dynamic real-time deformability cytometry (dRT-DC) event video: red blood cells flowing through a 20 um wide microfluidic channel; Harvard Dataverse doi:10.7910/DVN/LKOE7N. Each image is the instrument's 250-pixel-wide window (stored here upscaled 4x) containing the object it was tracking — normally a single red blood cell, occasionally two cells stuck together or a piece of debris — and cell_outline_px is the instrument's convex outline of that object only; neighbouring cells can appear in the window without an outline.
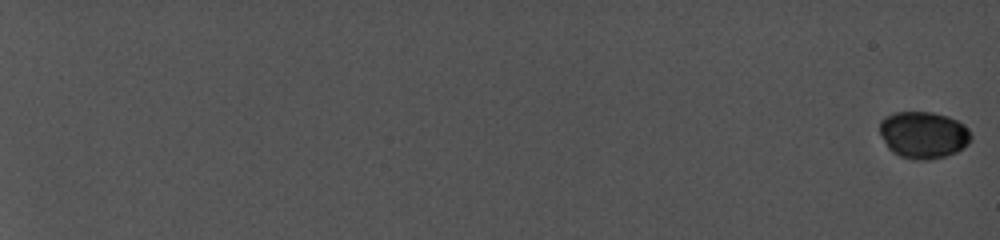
{"species": "common noctule bat (a hibernating species)", "species_latin": "Nyctalus noctula", "temperature_condition": "cold", "stored_images_in_passage": 24, "camera_frame_rate_fps": 5000, "um_per_image_px": 0.085, "animal": {"sex": "female", "body_mass_g": 19.0, "forearm_length_mm": 56.7}, "frame": {"image": 1, "passage_image": 1, "time_ms": 0.0, "image_size_px": [1000, 240], "cell_outline_px": [[972, 136], [968, 144], [956, 152], [944, 156], [928, 160], [916, 160], [900, 156], [892, 152], [888, 148], [880, 132], [880, 120], [896, 112], [932, 112], [948, 116], [956, 120], [968, 128]], "centroid_in_image_um": [78.5, 11.47], "position_along_channel_um": 6.5, "area_um2": 24.85}}
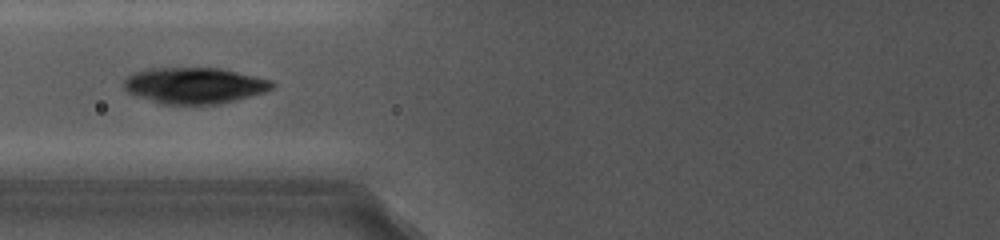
{"frame": {"image": 2, "passage_image": 16, "time_ms": 10.8, "image_size_px": [1000, 240], "cell_outline_px": [[276, 84], [272, 88], [264, 92], [236, 100], [216, 104], [160, 104], [136, 96], [128, 92], [124, 88], [124, 80], [128, 76], [144, 68], [220, 68], [272, 80]], "centroid_in_image_um": [16.51, 7.27], "position_along_channel_um": 109.3, "area_um2": 31.21}}
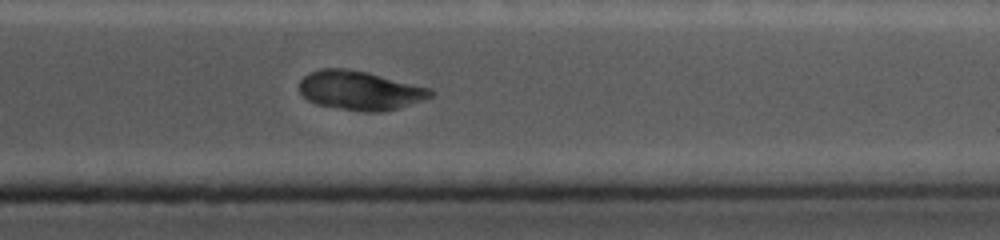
{"frame": {"image": 3, "passage_image": 24, "time_ms": 17.8, "image_size_px": [1000, 240], "cell_outline_px": [[436, 92], [432, 96], [400, 108], [384, 112], [364, 112], [316, 104], [308, 100], [300, 92], [300, 80], [308, 72], [320, 68], [344, 68], [364, 72], [432, 88]], "centroid_in_image_um": [30.6, 7.69], "position_along_channel_um": 380.8, "area_um2": 29.82}}